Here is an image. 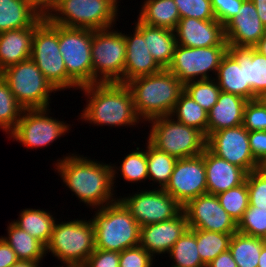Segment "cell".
Instances as JSON below:
<instances>
[{
	"mask_svg": "<svg viewBox=\"0 0 266 267\" xmlns=\"http://www.w3.org/2000/svg\"><path fill=\"white\" fill-rule=\"evenodd\" d=\"M72 155V156H71ZM57 160L56 169L65 185L91 208H102L114 199L117 167L71 154ZM87 158V159H86Z\"/></svg>",
	"mask_w": 266,
	"mask_h": 267,
	"instance_id": "obj_1",
	"label": "cell"
},
{
	"mask_svg": "<svg viewBox=\"0 0 266 267\" xmlns=\"http://www.w3.org/2000/svg\"><path fill=\"white\" fill-rule=\"evenodd\" d=\"M89 100L81 119L99 126H136L141 119L136 114L132 93L119 82L93 83L79 88Z\"/></svg>",
	"mask_w": 266,
	"mask_h": 267,
	"instance_id": "obj_2",
	"label": "cell"
},
{
	"mask_svg": "<svg viewBox=\"0 0 266 267\" xmlns=\"http://www.w3.org/2000/svg\"><path fill=\"white\" fill-rule=\"evenodd\" d=\"M126 85L132 93L136 114L143 121L170 116L184 92V84L167 69L134 78Z\"/></svg>",
	"mask_w": 266,
	"mask_h": 267,
	"instance_id": "obj_3",
	"label": "cell"
},
{
	"mask_svg": "<svg viewBox=\"0 0 266 267\" xmlns=\"http://www.w3.org/2000/svg\"><path fill=\"white\" fill-rule=\"evenodd\" d=\"M93 217L96 249L120 253L139 245L141 226L119 200L98 208Z\"/></svg>",
	"mask_w": 266,
	"mask_h": 267,
	"instance_id": "obj_4",
	"label": "cell"
},
{
	"mask_svg": "<svg viewBox=\"0 0 266 267\" xmlns=\"http://www.w3.org/2000/svg\"><path fill=\"white\" fill-rule=\"evenodd\" d=\"M95 249L92 220L75 219L70 222L55 223L51 239L46 246V253L51 252L66 264L65 267H82Z\"/></svg>",
	"mask_w": 266,
	"mask_h": 267,
	"instance_id": "obj_5",
	"label": "cell"
},
{
	"mask_svg": "<svg viewBox=\"0 0 266 267\" xmlns=\"http://www.w3.org/2000/svg\"><path fill=\"white\" fill-rule=\"evenodd\" d=\"M57 90L80 88L68 75L59 49V25L44 18L35 28L30 57Z\"/></svg>",
	"mask_w": 266,
	"mask_h": 267,
	"instance_id": "obj_6",
	"label": "cell"
},
{
	"mask_svg": "<svg viewBox=\"0 0 266 267\" xmlns=\"http://www.w3.org/2000/svg\"><path fill=\"white\" fill-rule=\"evenodd\" d=\"M117 3L118 0H59L47 19L70 28H112L118 16Z\"/></svg>",
	"mask_w": 266,
	"mask_h": 267,
	"instance_id": "obj_7",
	"label": "cell"
},
{
	"mask_svg": "<svg viewBox=\"0 0 266 267\" xmlns=\"http://www.w3.org/2000/svg\"><path fill=\"white\" fill-rule=\"evenodd\" d=\"M148 141L158 150L176 159L194 157L206 148V136L198 129L182 124L171 116L150 119Z\"/></svg>",
	"mask_w": 266,
	"mask_h": 267,
	"instance_id": "obj_8",
	"label": "cell"
},
{
	"mask_svg": "<svg viewBox=\"0 0 266 267\" xmlns=\"http://www.w3.org/2000/svg\"><path fill=\"white\" fill-rule=\"evenodd\" d=\"M0 75L24 109L49 108L50 94L57 91L31 58L6 68Z\"/></svg>",
	"mask_w": 266,
	"mask_h": 267,
	"instance_id": "obj_9",
	"label": "cell"
},
{
	"mask_svg": "<svg viewBox=\"0 0 266 267\" xmlns=\"http://www.w3.org/2000/svg\"><path fill=\"white\" fill-rule=\"evenodd\" d=\"M93 83L124 84L126 43L124 33L111 28L93 30L91 47Z\"/></svg>",
	"mask_w": 266,
	"mask_h": 267,
	"instance_id": "obj_10",
	"label": "cell"
},
{
	"mask_svg": "<svg viewBox=\"0 0 266 267\" xmlns=\"http://www.w3.org/2000/svg\"><path fill=\"white\" fill-rule=\"evenodd\" d=\"M93 30L59 25V49L67 75L81 88L93 84Z\"/></svg>",
	"mask_w": 266,
	"mask_h": 267,
	"instance_id": "obj_11",
	"label": "cell"
},
{
	"mask_svg": "<svg viewBox=\"0 0 266 267\" xmlns=\"http://www.w3.org/2000/svg\"><path fill=\"white\" fill-rule=\"evenodd\" d=\"M228 46L185 47L176 45L172 61L167 70L174 74L180 82L211 79L209 72L217 74Z\"/></svg>",
	"mask_w": 266,
	"mask_h": 267,
	"instance_id": "obj_12",
	"label": "cell"
},
{
	"mask_svg": "<svg viewBox=\"0 0 266 267\" xmlns=\"http://www.w3.org/2000/svg\"><path fill=\"white\" fill-rule=\"evenodd\" d=\"M50 109H24L16 128L10 134L27 148L48 146L68 132L69 124L48 116Z\"/></svg>",
	"mask_w": 266,
	"mask_h": 267,
	"instance_id": "obj_13",
	"label": "cell"
},
{
	"mask_svg": "<svg viewBox=\"0 0 266 267\" xmlns=\"http://www.w3.org/2000/svg\"><path fill=\"white\" fill-rule=\"evenodd\" d=\"M146 190L118 199L140 226L170 220L183 210L164 189Z\"/></svg>",
	"mask_w": 266,
	"mask_h": 267,
	"instance_id": "obj_14",
	"label": "cell"
},
{
	"mask_svg": "<svg viewBox=\"0 0 266 267\" xmlns=\"http://www.w3.org/2000/svg\"><path fill=\"white\" fill-rule=\"evenodd\" d=\"M206 147L216 156L247 173L262 168L251 153L248 131L243 125L212 133L206 140Z\"/></svg>",
	"mask_w": 266,
	"mask_h": 267,
	"instance_id": "obj_15",
	"label": "cell"
},
{
	"mask_svg": "<svg viewBox=\"0 0 266 267\" xmlns=\"http://www.w3.org/2000/svg\"><path fill=\"white\" fill-rule=\"evenodd\" d=\"M164 190L181 206L200 195L207 194L203 152L200 155L177 159Z\"/></svg>",
	"mask_w": 266,
	"mask_h": 267,
	"instance_id": "obj_16",
	"label": "cell"
},
{
	"mask_svg": "<svg viewBox=\"0 0 266 267\" xmlns=\"http://www.w3.org/2000/svg\"><path fill=\"white\" fill-rule=\"evenodd\" d=\"M189 229L234 234L237 224L220 205L216 195L204 194L183 206Z\"/></svg>",
	"mask_w": 266,
	"mask_h": 267,
	"instance_id": "obj_17",
	"label": "cell"
},
{
	"mask_svg": "<svg viewBox=\"0 0 266 267\" xmlns=\"http://www.w3.org/2000/svg\"><path fill=\"white\" fill-rule=\"evenodd\" d=\"M265 33L266 27L259 19L251 0H244L238 15L224 25V35L228 45L255 47Z\"/></svg>",
	"mask_w": 266,
	"mask_h": 267,
	"instance_id": "obj_18",
	"label": "cell"
},
{
	"mask_svg": "<svg viewBox=\"0 0 266 267\" xmlns=\"http://www.w3.org/2000/svg\"><path fill=\"white\" fill-rule=\"evenodd\" d=\"M188 229L187 218L182 210L170 220L141 226L139 245L154 258L155 254L169 253L175 242Z\"/></svg>",
	"mask_w": 266,
	"mask_h": 267,
	"instance_id": "obj_19",
	"label": "cell"
},
{
	"mask_svg": "<svg viewBox=\"0 0 266 267\" xmlns=\"http://www.w3.org/2000/svg\"><path fill=\"white\" fill-rule=\"evenodd\" d=\"M174 33L177 44L185 47L228 46L224 26L217 20L180 18Z\"/></svg>",
	"mask_w": 266,
	"mask_h": 267,
	"instance_id": "obj_20",
	"label": "cell"
},
{
	"mask_svg": "<svg viewBox=\"0 0 266 267\" xmlns=\"http://www.w3.org/2000/svg\"><path fill=\"white\" fill-rule=\"evenodd\" d=\"M206 170L207 194L217 195L246 181L247 172L213 154L207 147L203 151Z\"/></svg>",
	"mask_w": 266,
	"mask_h": 267,
	"instance_id": "obj_21",
	"label": "cell"
},
{
	"mask_svg": "<svg viewBox=\"0 0 266 267\" xmlns=\"http://www.w3.org/2000/svg\"><path fill=\"white\" fill-rule=\"evenodd\" d=\"M124 38L126 43L124 84L134 78L155 74L163 70L148 50L144 36L136 28L130 36L124 33Z\"/></svg>",
	"mask_w": 266,
	"mask_h": 267,
	"instance_id": "obj_22",
	"label": "cell"
},
{
	"mask_svg": "<svg viewBox=\"0 0 266 267\" xmlns=\"http://www.w3.org/2000/svg\"><path fill=\"white\" fill-rule=\"evenodd\" d=\"M40 17L31 27L0 33V73L21 61L30 59L32 38Z\"/></svg>",
	"mask_w": 266,
	"mask_h": 267,
	"instance_id": "obj_23",
	"label": "cell"
},
{
	"mask_svg": "<svg viewBox=\"0 0 266 267\" xmlns=\"http://www.w3.org/2000/svg\"><path fill=\"white\" fill-rule=\"evenodd\" d=\"M247 102L243 97L221 91L216 104L208 112L207 138L219 130L242 125Z\"/></svg>",
	"mask_w": 266,
	"mask_h": 267,
	"instance_id": "obj_24",
	"label": "cell"
},
{
	"mask_svg": "<svg viewBox=\"0 0 266 267\" xmlns=\"http://www.w3.org/2000/svg\"><path fill=\"white\" fill-rule=\"evenodd\" d=\"M228 52L235 59H244L245 84H249L258 98L266 97V56L255 47L228 45Z\"/></svg>",
	"mask_w": 266,
	"mask_h": 267,
	"instance_id": "obj_25",
	"label": "cell"
},
{
	"mask_svg": "<svg viewBox=\"0 0 266 267\" xmlns=\"http://www.w3.org/2000/svg\"><path fill=\"white\" fill-rule=\"evenodd\" d=\"M215 81L221 91L243 97L257 99L249 84H245L244 59H235L228 51L218 67Z\"/></svg>",
	"mask_w": 266,
	"mask_h": 267,
	"instance_id": "obj_26",
	"label": "cell"
},
{
	"mask_svg": "<svg viewBox=\"0 0 266 267\" xmlns=\"http://www.w3.org/2000/svg\"><path fill=\"white\" fill-rule=\"evenodd\" d=\"M135 28L144 36L148 50L155 61L163 68L167 69L170 65L177 40L172 30L160 27L148 26L137 19Z\"/></svg>",
	"mask_w": 266,
	"mask_h": 267,
	"instance_id": "obj_27",
	"label": "cell"
},
{
	"mask_svg": "<svg viewBox=\"0 0 266 267\" xmlns=\"http://www.w3.org/2000/svg\"><path fill=\"white\" fill-rule=\"evenodd\" d=\"M40 17L28 0H0V33L31 27Z\"/></svg>",
	"mask_w": 266,
	"mask_h": 267,
	"instance_id": "obj_28",
	"label": "cell"
},
{
	"mask_svg": "<svg viewBox=\"0 0 266 267\" xmlns=\"http://www.w3.org/2000/svg\"><path fill=\"white\" fill-rule=\"evenodd\" d=\"M138 20L148 26L174 31L180 15L174 0H145Z\"/></svg>",
	"mask_w": 266,
	"mask_h": 267,
	"instance_id": "obj_29",
	"label": "cell"
},
{
	"mask_svg": "<svg viewBox=\"0 0 266 267\" xmlns=\"http://www.w3.org/2000/svg\"><path fill=\"white\" fill-rule=\"evenodd\" d=\"M8 236H1L15 251L19 260L40 262L46 255V247L25 230L9 223Z\"/></svg>",
	"mask_w": 266,
	"mask_h": 267,
	"instance_id": "obj_30",
	"label": "cell"
},
{
	"mask_svg": "<svg viewBox=\"0 0 266 267\" xmlns=\"http://www.w3.org/2000/svg\"><path fill=\"white\" fill-rule=\"evenodd\" d=\"M19 216V220L12 222L46 247L56 223L53 215L44 210L27 208L21 211Z\"/></svg>",
	"mask_w": 266,
	"mask_h": 267,
	"instance_id": "obj_31",
	"label": "cell"
},
{
	"mask_svg": "<svg viewBox=\"0 0 266 267\" xmlns=\"http://www.w3.org/2000/svg\"><path fill=\"white\" fill-rule=\"evenodd\" d=\"M265 239L235 232L232 235L229 251L237 267H258L259 256Z\"/></svg>",
	"mask_w": 266,
	"mask_h": 267,
	"instance_id": "obj_32",
	"label": "cell"
},
{
	"mask_svg": "<svg viewBox=\"0 0 266 267\" xmlns=\"http://www.w3.org/2000/svg\"><path fill=\"white\" fill-rule=\"evenodd\" d=\"M146 144L148 179L158 183L159 189H164L170 180L177 159L158 150L148 140Z\"/></svg>",
	"mask_w": 266,
	"mask_h": 267,
	"instance_id": "obj_33",
	"label": "cell"
},
{
	"mask_svg": "<svg viewBox=\"0 0 266 267\" xmlns=\"http://www.w3.org/2000/svg\"><path fill=\"white\" fill-rule=\"evenodd\" d=\"M170 116L175 121L198 129L207 139L208 112L185 92L181 94Z\"/></svg>",
	"mask_w": 266,
	"mask_h": 267,
	"instance_id": "obj_34",
	"label": "cell"
},
{
	"mask_svg": "<svg viewBox=\"0 0 266 267\" xmlns=\"http://www.w3.org/2000/svg\"><path fill=\"white\" fill-rule=\"evenodd\" d=\"M171 267H206L197 250L196 229H188L169 251Z\"/></svg>",
	"mask_w": 266,
	"mask_h": 267,
	"instance_id": "obj_35",
	"label": "cell"
},
{
	"mask_svg": "<svg viewBox=\"0 0 266 267\" xmlns=\"http://www.w3.org/2000/svg\"><path fill=\"white\" fill-rule=\"evenodd\" d=\"M232 235L196 229L197 250L206 266L220 253L229 250Z\"/></svg>",
	"mask_w": 266,
	"mask_h": 267,
	"instance_id": "obj_36",
	"label": "cell"
},
{
	"mask_svg": "<svg viewBox=\"0 0 266 267\" xmlns=\"http://www.w3.org/2000/svg\"><path fill=\"white\" fill-rule=\"evenodd\" d=\"M23 111L24 108L15 99L9 85L0 75V128L11 134Z\"/></svg>",
	"mask_w": 266,
	"mask_h": 267,
	"instance_id": "obj_37",
	"label": "cell"
},
{
	"mask_svg": "<svg viewBox=\"0 0 266 267\" xmlns=\"http://www.w3.org/2000/svg\"><path fill=\"white\" fill-rule=\"evenodd\" d=\"M220 205L230 215L236 224L242 219L244 212L249 207V193L246 181L226 192L216 195Z\"/></svg>",
	"mask_w": 266,
	"mask_h": 267,
	"instance_id": "obj_38",
	"label": "cell"
},
{
	"mask_svg": "<svg viewBox=\"0 0 266 267\" xmlns=\"http://www.w3.org/2000/svg\"><path fill=\"white\" fill-rule=\"evenodd\" d=\"M184 92L206 112L216 104L221 89L215 79L197 80L184 84Z\"/></svg>",
	"mask_w": 266,
	"mask_h": 267,
	"instance_id": "obj_39",
	"label": "cell"
},
{
	"mask_svg": "<svg viewBox=\"0 0 266 267\" xmlns=\"http://www.w3.org/2000/svg\"><path fill=\"white\" fill-rule=\"evenodd\" d=\"M119 167L122 177L128 182H143L148 179L146 150L140 151L139 147L127 154Z\"/></svg>",
	"mask_w": 266,
	"mask_h": 267,
	"instance_id": "obj_40",
	"label": "cell"
},
{
	"mask_svg": "<svg viewBox=\"0 0 266 267\" xmlns=\"http://www.w3.org/2000/svg\"><path fill=\"white\" fill-rule=\"evenodd\" d=\"M237 232L266 238V209L250 206L237 224Z\"/></svg>",
	"mask_w": 266,
	"mask_h": 267,
	"instance_id": "obj_41",
	"label": "cell"
},
{
	"mask_svg": "<svg viewBox=\"0 0 266 267\" xmlns=\"http://www.w3.org/2000/svg\"><path fill=\"white\" fill-rule=\"evenodd\" d=\"M243 127L248 131H266V99L249 100L244 108Z\"/></svg>",
	"mask_w": 266,
	"mask_h": 267,
	"instance_id": "obj_42",
	"label": "cell"
},
{
	"mask_svg": "<svg viewBox=\"0 0 266 267\" xmlns=\"http://www.w3.org/2000/svg\"><path fill=\"white\" fill-rule=\"evenodd\" d=\"M249 205L266 209V169L251 171L246 177Z\"/></svg>",
	"mask_w": 266,
	"mask_h": 267,
	"instance_id": "obj_43",
	"label": "cell"
},
{
	"mask_svg": "<svg viewBox=\"0 0 266 267\" xmlns=\"http://www.w3.org/2000/svg\"><path fill=\"white\" fill-rule=\"evenodd\" d=\"M180 18H196L200 20H216L211 0H174Z\"/></svg>",
	"mask_w": 266,
	"mask_h": 267,
	"instance_id": "obj_44",
	"label": "cell"
},
{
	"mask_svg": "<svg viewBox=\"0 0 266 267\" xmlns=\"http://www.w3.org/2000/svg\"><path fill=\"white\" fill-rule=\"evenodd\" d=\"M153 257L140 245L120 252L119 267H152Z\"/></svg>",
	"mask_w": 266,
	"mask_h": 267,
	"instance_id": "obj_45",
	"label": "cell"
},
{
	"mask_svg": "<svg viewBox=\"0 0 266 267\" xmlns=\"http://www.w3.org/2000/svg\"><path fill=\"white\" fill-rule=\"evenodd\" d=\"M244 0H211L214 16L223 26L234 16L238 15Z\"/></svg>",
	"mask_w": 266,
	"mask_h": 267,
	"instance_id": "obj_46",
	"label": "cell"
},
{
	"mask_svg": "<svg viewBox=\"0 0 266 267\" xmlns=\"http://www.w3.org/2000/svg\"><path fill=\"white\" fill-rule=\"evenodd\" d=\"M120 253L95 249L82 267H119Z\"/></svg>",
	"mask_w": 266,
	"mask_h": 267,
	"instance_id": "obj_47",
	"label": "cell"
},
{
	"mask_svg": "<svg viewBox=\"0 0 266 267\" xmlns=\"http://www.w3.org/2000/svg\"><path fill=\"white\" fill-rule=\"evenodd\" d=\"M248 139L254 159L264 167L266 165V131H250Z\"/></svg>",
	"mask_w": 266,
	"mask_h": 267,
	"instance_id": "obj_48",
	"label": "cell"
},
{
	"mask_svg": "<svg viewBox=\"0 0 266 267\" xmlns=\"http://www.w3.org/2000/svg\"><path fill=\"white\" fill-rule=\"evenodd\" d=\"M18 260L15 251L0 237V267H11Z\"/></svg>",
	"mask_w": 266,
	"mask_h": 267,
	"instance_id": "obj_49",
	"label": "cell"
},
{
	"mask_svg": "<svg viewBox=\"0 0 266 267\" xmlns=\"http://www.w3.org/2000/svg\"><path fill=\"white\" fill-rule=\"evenodd\" d=\"M31 7L43 18H47L57 7L59 0H28Z\"/></svg>",
	"mask_w": 266,
	"mask_h": 267,
	"instance_id": "obj_50",
	"label": "cell"
},
{
	"mask_svg": "<svg viewBox=\"0 0 266 267\" xmlns=\"http://www.w3.org/2000/svg\"><path fill=\"white\" fill-rule=\"evenodd\" d=\"M206 267H237L235 260L229 250L220 253Z\"/></svg>",
	"mask_w": 266,
	"mask_h": 267,
	"instance_id": "obj_51",
	"label": "cell"
},
{
	"mask_svg": "<svg viewBox=\"0 0 266 267\" xmlns=\"http://www.w3.org/2000/svg\"><path fill=\"white\" fill-rule=\"evenodd\" d=\"M256 7L259 19L266 27V0H251Z\"/></svg>",
	"mask_w": 266,
	"mask_h": 267,
	"instance_id": "obj_52",
	"label": "cell"
},
{
	"mask_svg": "<svg viewBox=\"0 0 266 267\" xmlns=\"http://www.w3.org/2000/svg\"><path fill=\"white\" fill-rule=\"evenodd\" d=\"M39 264H40V262H33V261H27V260H18L11 267H40Z\"/></svg>",
	"mask_w": 266,
	"mask_h": 267,
	"instance_id": "obj_53",
	"label": "cell"
},
{
	"mask_svg": "<svg viewBox=\"0 0 266 267\" xmlns=\"http://www.w3.org/2000/svg\"><path fill=\"white\" fill-rule=\"evenodd\" d=\"M255 49L258 50L260 53H262L264 56H266V33L265 35L259 40L257 45L255 46Z\"/></svg>",
	"mask_w": 266,
	"mask_h": 267,
	"instance_id": "obj_54",
	"label": "cell"
},
{
	"mask_svg": "<svg viewBox=\"0 0 266 267\" xmlns=\"http://www.w3.org/2000/svg\"><path fill=\"white\" fill-rule=\"evenodd\" d=\"M258 267H266V244L261 249L259 256Z\"/></svg>",
	"mask_w": 266,
	"mask_h": 267,
	"instance_id": "obj_55",
	"label": "cell"
}]
</instances>
